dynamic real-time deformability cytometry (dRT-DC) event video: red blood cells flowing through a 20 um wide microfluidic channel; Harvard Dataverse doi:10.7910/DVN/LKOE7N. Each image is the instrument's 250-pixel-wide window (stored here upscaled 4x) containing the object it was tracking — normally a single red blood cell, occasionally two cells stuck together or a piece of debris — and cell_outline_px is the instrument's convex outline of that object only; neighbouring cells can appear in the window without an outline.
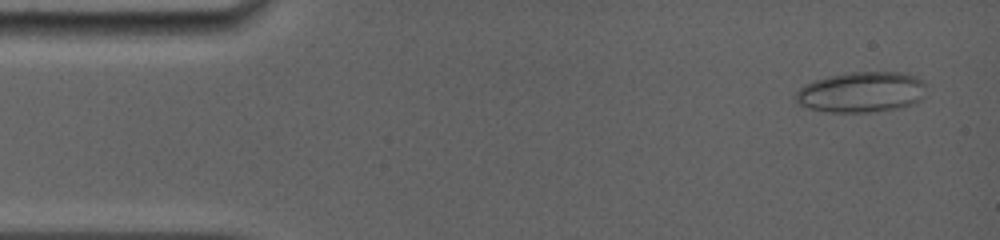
{"species": "common noctule bat (a hibernating species)", "species_latin": "Nyctalus noctula", "temperature_condition": "room temperature", "stored_images_in_passage": 66, "camera_frame_rate_fps": 5000, "um_per_image_px": 0.085, "animal": {"sex": "female", "body_mass_g": 19.0, "forearm_length_mm": 56.7}, "frame": {"image": 1, "passage_image": 3, "time_ms": 0.6, "image_size_px": [1000, 240], "cell_outline_px": [[924, 84], [920, 100], [912, 104], [896, 108], [868, 112], [828, 112], [808, 108], [800, 104], [796, 100], [796, 92], [804, 84], [828, 76], [848, 72], [900, 72], [916, 76]], "centroid_in_image_um": [73.18, 7.82], "position_along_channel_um": 11.8, "area_um2": 30.52}}
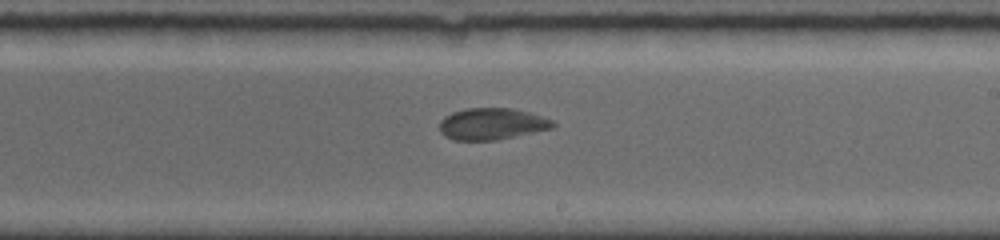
{"frame": {"image": 2, "passage_image": 39, "time_ms": 9.2, "image_size_px": [1000, 240], "cell_outline_px": [[556, 124], [552, 128], [496, 140], [452, 140], [444, 136], [440, 132], [440, 120], [444, 116], [452, 112], [464, 108], [512, 108], [528, 112], [552, 120]], "centroid_in_image_um": [41.75, 10.53], "position_along_channel_um": 247.2, "area_um2": 20.87}}
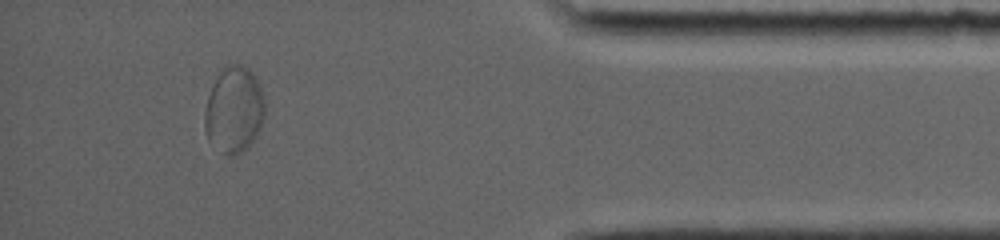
{"frame": {"image": 3, "passage_image": 59, "time_ms": 14.2, "image_size_px": [1000, 240], "cell_outline_px": [[264, 120], [256, 136], [248, 148], [232, 156], [228, 156], [208, 140], [204, 128], [204, 112], [208, 96], [212, 84], [220, 72], [228, 64], [240, 64], [248, 68], [252, 72], [264, 96]], "centroid_in_image_um": [19.89, 9.34], "position_along_channel_um": 415.3, "area_um2": 30.23}, "authors_computed_cell_mechanics": {"area_um2": 23.1489, "velocity_mm_per_s": 3.9155, "shape_relaxation_time_tau1_ms": null, "shape_relaxation_time_tau2_ms": 1.4912, "deformation_change_tau1": null, "deformation_change_tau2": 0.0531}}